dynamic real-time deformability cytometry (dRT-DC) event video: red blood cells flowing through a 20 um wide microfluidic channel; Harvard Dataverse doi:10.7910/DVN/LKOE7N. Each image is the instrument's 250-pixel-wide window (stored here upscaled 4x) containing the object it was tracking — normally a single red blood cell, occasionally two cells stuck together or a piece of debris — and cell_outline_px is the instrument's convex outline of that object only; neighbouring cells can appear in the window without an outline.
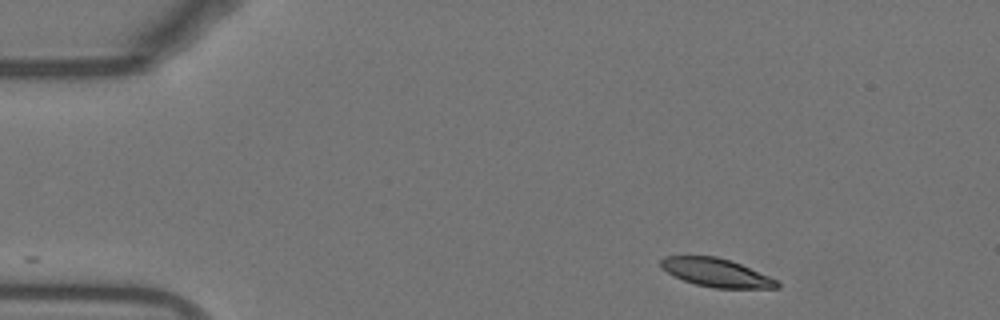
{"species": "Egyptian fruit bat (a non-hibernating species)", "species_latin": "Rousettus aegyptiacus", "temperature_condition": "warm", "stored_images_in_passage": 32, "camera_frame_rate_fps": 3000, "um_per_image_px": 0.085, "animal": {"sex": "female"}, "frame": {"image": 1, "passage_image": 1, "time_ms": 0.0, "image_size_px": [1000, 320], "cell_outline_px": [[780, 288], [716, 288], [696, 284], [684, 280], [660, 268], [660, 260], [664, 256], [716, 256], [740, 264], [768, 276], [776, 280], [780, 284]], "centroid_in_image_um": [60.86, 23.17], "position_along_channel_um": 24.1, "area_um2": 18.9}}
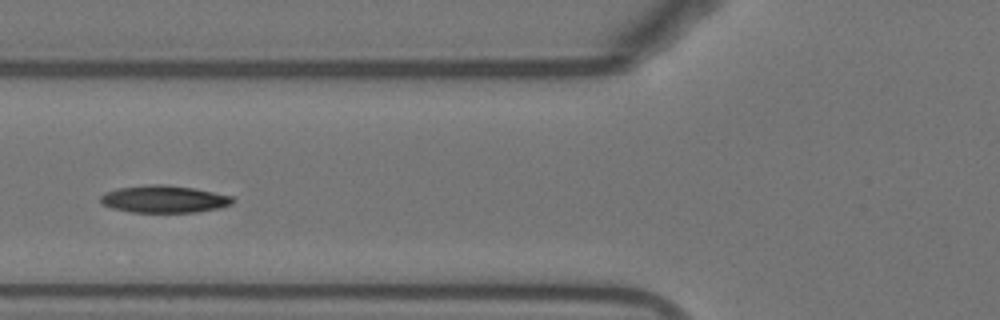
{"frame": {"image": 2, "passage_image": 14, "time_ms": 4.333, "image_size_px": [1000, 320], "cell_outline_px": [[236, 200], [232, 204], [220, 208], [196, 212], [128, 212], [112, 208], [100, 204], [100, 196], [104, 192], [120, 188], [148, 184], [168, 184], [192, 188], [232, 196]], "centroid_in_image_um": [13.93, 16.92], "position_along_channel_um": 111.9, "area_um2": 21.15}}
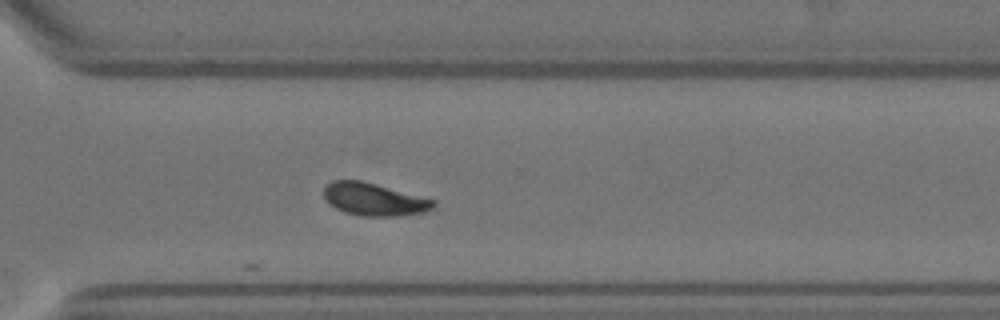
{"frame": {"image": 3, "passage_image": 32, "time_ms": 10.333, "image_size_px": [1000, 320], "cell_outline_px": [[436, 204], [432, 208], [424, 212], [396, 216], [364, 216], [344, 212], [328, 204], [324, 196], [324, 184], [332, 180], [360, 180], [376, 184], [436, 200]], "centroid_in_image_um": [31.76, 16.94], "position_along_channel_um": 338.8, "area_um2": 20.87}}